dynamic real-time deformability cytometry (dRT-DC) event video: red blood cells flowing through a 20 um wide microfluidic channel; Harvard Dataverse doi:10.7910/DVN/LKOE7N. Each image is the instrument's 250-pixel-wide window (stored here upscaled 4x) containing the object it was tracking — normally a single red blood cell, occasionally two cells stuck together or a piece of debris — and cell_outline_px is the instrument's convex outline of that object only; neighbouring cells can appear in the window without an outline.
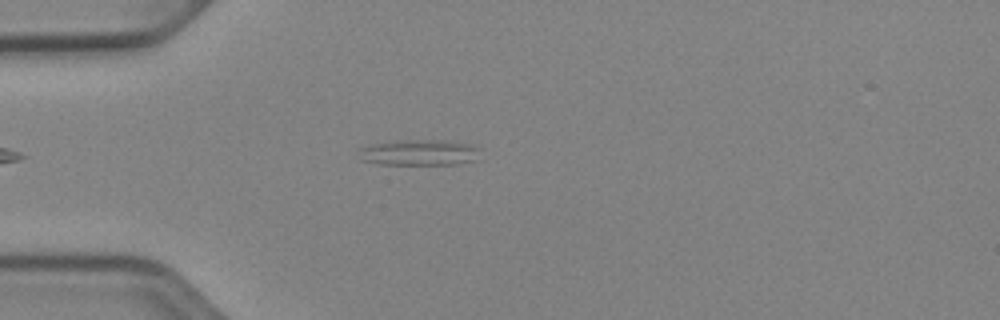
{"species": "Egyptian fruit bat (a non-hibernating species)", "species_latin": "Rousettus aegyptiacus", "temperature_condition": "cold", "stored_images_in_passage": 37, "camera_frame_rate_fps": 3000, "um_per_image_px": 0.085, "animal": {"sex": "female"}, "frame": {"image": 1, "passage_image": 6, "time_ms": 1.667, "image_size_px": [1000, 320], "cell_outline_px": [[480, 160], [456, 164], [380, 164], [360, 160], [360, 148], [376, 144], [412, 140], [440, 140], [472, 144], [480, 148]], "centroid_in_image_um": [35.76, 12.98], "position_along_channel_um": 49.2, "area_um2": 18.15}}
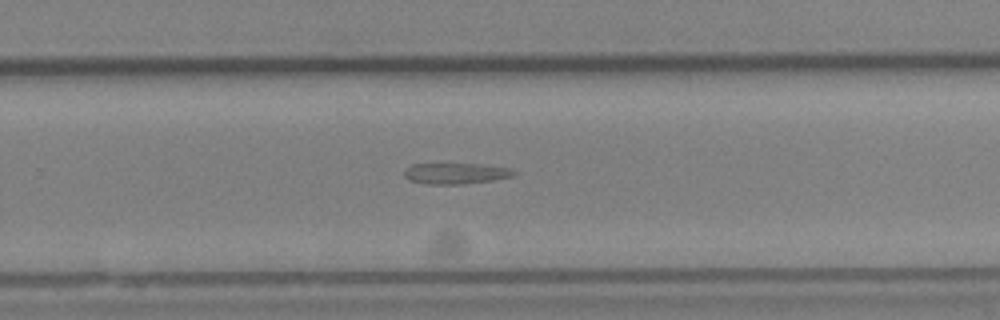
{"frame": {"image": 2, "passage_image": 26, "time_ms": 8.333, "image_size_px": [1000, 320], "cell_outline_px": [[516, 172], [512, 176], [492, 180], [464, 184], [428, 184], [408, 180], [404, 176], [404, 172], [412, 164], [476, 164], [508, 168]], "centroid_in_image_um": [38.69, 14.75], "position_along_channel_um": 291.1, "area_um2": 13.12}}
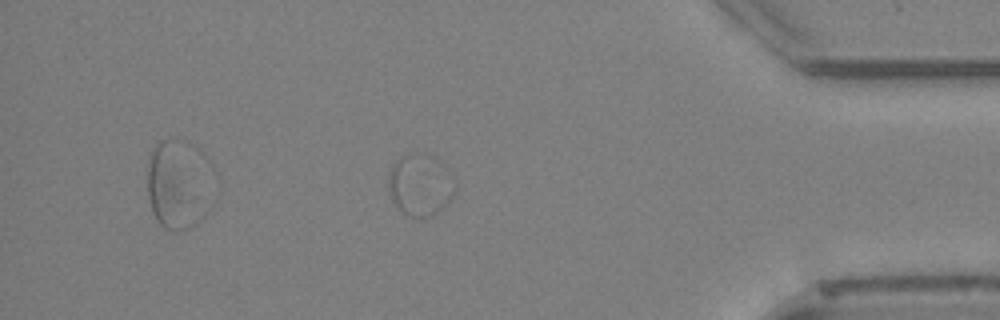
{"frame": {"image": 3, "passage_image": 37, "time_ms": 12.0, "image_size_px": [1000, 320], "cell_outline_px": [[456, 188], [452, 196], [444, 208], [432, 216], [412, 216], [404, 212], [392, 200], [388, 188], [388, 176], [392, 164], [400, 156], [412, 152], [416, 152], [448, 168], [452, 172], [456, 180]], "centroid_in_image_um": [35.73, 15.72], "position_along_channel_um": 399.5, "area_um2": 23.76}}